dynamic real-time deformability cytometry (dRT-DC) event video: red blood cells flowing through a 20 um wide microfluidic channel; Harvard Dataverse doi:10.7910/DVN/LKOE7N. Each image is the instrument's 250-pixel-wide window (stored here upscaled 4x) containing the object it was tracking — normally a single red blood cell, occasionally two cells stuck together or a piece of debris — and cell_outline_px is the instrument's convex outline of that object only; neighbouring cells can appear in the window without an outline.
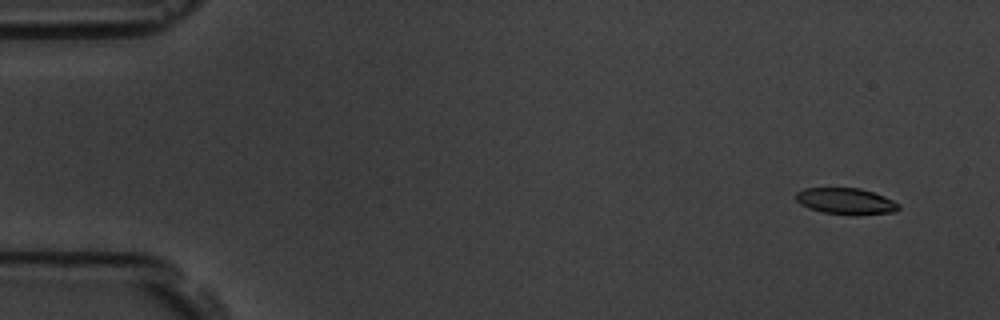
{"species": "common noctule bat (a hibernating species)", "species_latin": "Nyctalus noctula", "temperature_condition": "room temperature", "stored_images_in_passage": 7, "segment_of_instrument_passage": [1, 2], "camera_frame_rate_fps": 3000, "um_per_image_px": 0.085, "animal": {"sex": "male", "body_mass_g": 19.5, "forearm_length_mm": 54.6}, "frame": {"image": 1, "passage_image": 1, "time_ms": 0.0, "image_size_px": [1000, 320], "cell_outline_px": [[900, 208], [896, 212], [856, 216], [824, 212], [808, 208], [800, 204], [796, 200], [796, 192], [804, 188], [860, 188], [884, 196], [900, 204]], "centroid_in_image_um": [71.92, 17.11], "position_along_channel_um": 13.1, "area_um2": 15.95}}
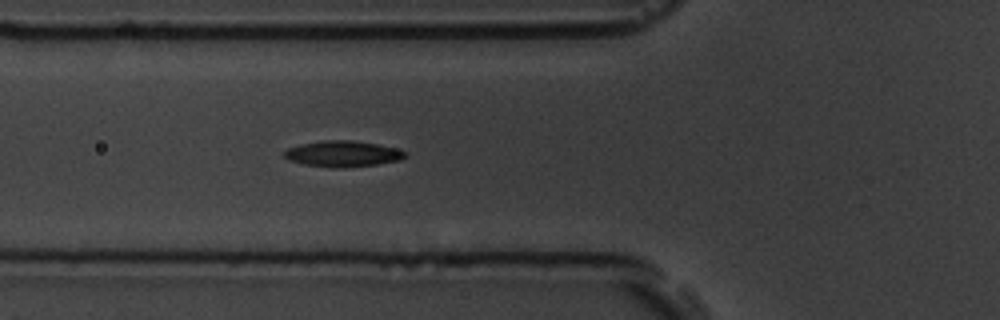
{"frame": {"image": 2, "passage_image": 6, "time_ms": 5.667, "image_size_px": [1000, 320], "cell_outline_px": [[408, 156], [400, 160], [376, 164], [340, 168], [336, 168], [304, 164], [288, 160], [284, 156], [284, 152], [288, 148], [300, 144], [324, 140], [352, 140], [376, 144], [396, 148], [408, 152]], "centroid_in_image_um": [29.15, 13.07], "position_along_channel_um": 96.6, "area_um2": 18.26}}